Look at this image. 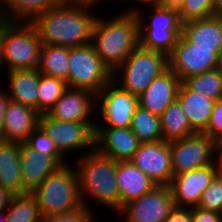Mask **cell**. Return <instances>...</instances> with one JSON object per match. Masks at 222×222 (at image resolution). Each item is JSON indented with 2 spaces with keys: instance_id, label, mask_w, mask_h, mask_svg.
<instances>
[{
  "instance_id": "obj_1",
  "label": "cell",
  "mask_w": 222,
  "mask_h": 222,
  "mask_svg": "<svg viewBox=\"0 0 222 222\" xmlns=\"http://www.w3.org/2000/svg\"><path fill=\"white\" fill-rule=\"evenodd\" d=\"M91 3L60 2L53 9L38 15L35 26L42 45H60L68 48L90 44L97 15ZM93 8V9H92Z\"/></svg>"
},
{
  "instance_id": "obj_2",
  "label": "cell",
  "mask_w": 222,
  "mask_h": 222,
  "mask_svg": "<svg viewBox=\"0 0 222 222\" xmlns=\"http://www.w3.org/2000/svg\"><path fill=\"white\" fill-rule=\"evenodd\" d=\"M112 17L106 20L97 16L90 42L111 72L140 45L137 15L133 11H124Z\"/></svg>"
},
{
  "instance_id": "obj_3",
  "label": "cell",
  "mask_w": 222,
  "mask_h": 222,
  "mask_svg": "<svg viewBox=\"0 0 222 222\" xmlns=\"http://www.w3.org/2000/svg\"><path fill=\"white\" fill-rule=\"evenodd\" d=\"M81 157L82 160L78 161L75 169L82 205L93 211L88 202L93 200L117 214L120 211V192L116 180L117 162L96 149Z\"/></svg>"
},
{
  "instance_id": "obj_4",
  "label": "cell",
  "mask_w": 222,
  "mask_h": 222,
  "mask_svg": "<svg viewBox=\"0 0 222 222\" xmlns=\"http://www.w3.org/2000/svg\"><path fill=\"white\" fill-rule=\"evenodd\" d=\"M39 206L41 217L76 211L83 205L79 195L75 166L60 165L32 192Z\"/></svg>"
},
{
  "instance_id": "obj_5",
  "label": "cell",
  "mask_w": 222,
  "mask_h": 222,
  "mask_svg": "<svg viewBox=\"0 0 222 222\" xmlns=\"http://www.w3.org/2000/svg\"><path fill=\"white\" fill-rule=\"evenodd\" d=\"M138 6L123 11H133L137 15L140 46L163 53L168 57L181 36L182 22L178 10L164 8L157 4L150 5L152 14L149 15L150 21L146 23V13H143L140 5Z\"/></svg>"
},
{
  "instance_id": "obj_6",
  "label": "cell",
  "mask_w": 222,
  "mask_h": 222,
  "mask_svg": "<svg viewBox=\"0 0 222 222\" xmlns=\"http://www.w3.org/2000/svg\"><path fill=\"white\" fill-rule=\"evenodd\" d=\"M41 46L40 36L31 22L3 20L2 61L7 71L38 68Z\"/></svg>"
},
{
  "instance_id": "obj_7",
  "label": "cell",
  "mask_w": 222,
  "mask_h": 222,
  "mask_svg": "<svg viewBox=\"0 0 222 222\" xmlns=\"http://www.w3.org/2000/svg\"><path fill=\"white\" fill-rule=\"evenodd\" d=\"M167 68L168 57L165 54L139 45L112 72V81L120 88L139 96Z\"/></svg>"
},
{
  "instance_id": "obj_8",
  "label": "cell",
  "mask_w": 222,
  "mask_h": 222,
  "mask_svg": "<svg viewBox=\"0 0 222 222\" xmlns=\"http://www.w3.org/2000/svg\"><path fill=\"white\" fill-rule=\"evenodd\" d=\"M67 86L98 94L112 80V72L91 44L69 48Z\"/></svg>"
},
{
  "instance_id": "obj_9",
  "label": "cell",
  "mask_w": 222,
  "mask_h": 222,
  "mask_svg": "<svg viewBox=\"0 0 222 222\" xmlns=\"http://www.w3.org/2000/svg\"><path fill=\"white\" fill-rule=\"evenodd\" d=\"M95 122L61 121L48 113L39 116V126L53 140L59 154L65 159L69 152L95 149ZM93 148V149H92Z\"/></svg>"
},
{
  "instance_id": "obj_10",
  "label": "cell",
  "mask_w": 222,
  "mask_h": 222,
  "mask_svg": "<svg viewBox=\"0 0 222 222\" xmlns=\"http://www.w3.org/2000/svg\"><path fill=\"white\" fill-rule=\"evenodd\" d=\"M138 104V96L120 88L112 80L96 94V110L104 124L95 127L130 128ZM99 107V108H98Z\"/></svg>"
},
{
  "instance_id": "obj_11",
  "label": "cell",
  "mask_w": 222,
  "mask_h": 222,
  "mask_svg": "<svg viewBox=\"0 0 222 222\" xmlns=\"http://www.w3.org/2000/svg\"><path fill=\"white\" fill-rule=\"evenodd\" d=\"M175 209L170 187L157 185L151 191L134 199L117 213L124 222H164Z\"/></svg>"
},
{
  "instance_id": "obj_12",
  "label": "cell",
  "mask_w": 222,
  "mask_h": 222,
  "mask_svg": "<svg viewBox=\"0 0 222 222\" xmlns=\"http://www.w3.org/2000/svg\"><path fill=\"white\" fill-rule=\"evenodd\" d=\"M174 175L202 168L213 163L215 140L203 133L169 141Z\"/></svg>"
},
{
  "instance_id": "obj_13",
  "label": "cell",
  "mask_w": 222,
  "mask_h": 222,
  "mask_svg": "<svg viewBox=\"0 0 222 222\" xmlns=\"http://www.w3.org/2000/svg\"><path fill=\"white\" fill-rule=\"evenodd\" d=\"M219 56L215 48L195 47L181 36L171 54L168 56V67L183 82L190 76L217 69Z\"/></svg>"
},
{
  "instance_id": "obj_14",
  "label": "cell",
  "mask_w": 222,
  "mask_h": 222,
  "mask_svg": "<svg viewBox=\"0 0 222 222\" xmlns=\"http://www.w3.org/2000/svg\"><path fill=\"white\" fill-rule=\"evenodd\" d=\"M130 161L157 185H170L174 172L169 142L141 143Z\"/></svg>"
},
{
  "instance_id": "obj_15",
  "label": "cell",
  "mask_w": 222,
  "mask_h": 222,
  "mask_svg": "<svg viewBox=\"0 0 222 222\" xmlns=\"http://www.w3.org/2000/svg\"><path fill=\"white\" fill-rule=\"evenodd\" d=\"M216 176L213 164L174 175L169 187L175 207H197L203 192Z\"/></svg>"
},
{
  "instance_id": "obj_16",
  "label": "cell",
  "mask_w": 222,
  "mask_h": 222,
  "mask_svg": "<svg viewBox=\"0 0 222 222\" xmlns=\"http://www.w3.org/2000/svg\"><path fill=\"white\" fill-rule=\"evenodd\" d=\"M95 108L96 95L93 92L68 87L47 113L61 121L94 122L92 116L99 114Z\"/></svg>"
},
{
  "instance_id": "obj_17",
  "label": "cell",
  "mask_w": 222,
  "mask_h": 222,
  "mask_svg": "<svg viewBox=\"0 0 222 222\" xmlns=\"http://www.w3.org/2000/svg\"><path fill=\"white\" fill-rule=\"evenodd\" d=\"M140 144L131 128L95 127V149L116 162L130 161Z\"/></svg>"
},
{
  "instance_id": "obj_18",
  "label": "cell",
  "mask_w": 222,
  "mask_h": 222,
  "mask_svg": "<svg viewBox=\"0 0 222 222\" xmlns=\"http://www.w3.org/2000/svg\"><path fill=\"white\" fill-rule=\"evenodd\" d=\"M181 80L168 67L138 96L140 107L160 116L177 99Z\"/></svg>"
},
{
  "instance_id": "obj_19",
  "label": "cell",
  "mask_w": 222,
  "mask_h": 222,
  "mask_svg": "<svg viewBox=\"0 0 222 222\" xmlns=\"http://www.w3.org/2000/svg\"><path fill=\"white\" fill-rule=\"evenodd\" d=\"M40 113L22 104L10 102L4 115V125L0 140L24 143L39 125Z\"/></svg>"
},
{
  "instance_id": "obj_20",
  "label": "cell",
  "mask_w": 222,
  "mask_h": 222,
  "mask_svg": "<svg viewBox=\"0 0 222 222\" xmlns=\"http://www.w3.org/2000/svg\"><path fill=\"white\" fill-rule=\"evenodd\" d=\"M60 164L52 157L36 152L25 143H21L20 170L23 187L31 193Z\"/></svg>"
},
{
  "instance_id": "obj_21",
  "label": "cell",
  "mask_w": 222,
  "mask_h": 222,
  "mask_svg": "<svg viewBox=\"0 0 222 222\" xmlns=\"http://www.w3.org/2000/svg\"><path fill=\"white\" fill-rule=\"evenodd\" d=\"M116 180L120 192V210L128 202L140 198L157 186L131 161L117 162Z\"/></svg>"
},
{
  "instance_id": "obj_22",
  "label": "cell",
  "mask_w": 222,
  "mask_h": 222,
  "mask_svg": "<svg viewBox=\"0 0 222 222\" xmlns=\"http://www.w3.org/2000/svg\"><path fill=\"white\" fill-rule=\"evenodd\" d=\"M181 37L195 47L215 48L220 56L222 51V18L211 16L182 23Z\"/></svg>"
},
{
  "instance_id": "obj_23",
  "label": "cell",
  "mask_w": 222,
  "mask_h": 222,
  "mask_svg": "<svg viewBox=\"0 0 222 222\" xmlns=\"http://www.w3.org/2000/svg\"><path fill=\"white\" fill-rule=\"evenodd\" d=\"M8 96L11 101L30 107L38 112V68L6 71Z\"/></svg>"
},
{
  "instance_id": "obj_24",
  "label": "cell",
  "mask_w": 222,
  "mask_h": 222,
  "mask_svg": "<svg viewBox=\"0 0 222 222\" xmlns=\"http://www.w3.org/2000/svg\"><path fill=\"white\" fill-rule=\"evenodd\" d=\"M21 143L0 140V186L12 195L29 193L22 185Z\"/></svg>"
},
{
  "instance_id": "obj_25",
  "label": "cell",
  "mask_w": 222,
  "mask_h": 222,
  "mask_svg": "<svg viewBox=\"0 0 222 222\" xmlns=\"http://www.w3.org/2000/svg\"><path fill=\"white\" fill-rule=\"evenodd\" d=\"M177 100L181 104L190 126L196 132L202 133L209 124L215 101L190 90L183 82L178 89Z\"/></svg>"
},
{
  "instance_id": "obj_26",
  "label": "cell",
  "mask_w": 222,
  "mask_h": 222,
  "mask_svg": "<svg viewBox=\"0 0 222 222\" xmlns=\"http://www.w3.org/2000/svg\"><path fill=\"white\" fill-rule=\"evenodd\" d=\"M60 0H0V19L32 22L38 15L53 9Z\"/></svg>"
},
{
  "instance_id": "obj_27",
  "label": "cell",
  "mask_w": 222,
  "mask_h": 222,
  "mask_svg": "<svg viewBox=\"0 0 222 222\" xmlns=\"http://www.w3.org/2000/svg\"><path fill=\"white\" fill-rule=\"evenodd\" d=\"M160 122L163 141L183 139L197 133L190 126L187 116L177 99L160 115Z\"/></svg>"
},
{
  "instance_id": "obj_28",
  "label": "cell",
  "mask_w": 222,
  "mask_h": 222,
  "mask_svg": "<svg viewBox=\"0 0 222 222\" xmlns=\"http://www.w3.org/2000/svg\"><path fill=\"white\" fill-rule=\"evenodd\" d=\"M69 48L60 45H42L39 71L67 83L69 74Z\"/></svg>"
},
{
  "instance_id": "obj_29",
  "label": "cell",
  "mask_w": 222,
  "mask_h": 222,
  "mask_svg": "<svg viewBox=\"0 0 222 222\" xmlns=\"http://www.w3.org/2000/svg\"><path fill=\"white\" fill-rule=\"evenodd\" d=\"M7 208V222H42L43 220L32 193L12 195Z\"/></svg>"
},
{
  "instance_id": "obj_30",
  "label": "cell",
  "mask_w": 222,
  "mask_h": 222,
  "mask_svg": "<svg viewBox=\"0 0 222 222\" xmlns=\"http://www.w3.org/2000/svg\"><path fill=\"white\" fill-rule=\"evenodd\" d=\"M130 128L141 143L162 140L160 116L140 106L133 114Z\"/></svg>"
},
{
  "instance_id": "obj_31",
  "label": "cell",
  "mask_w": 222,
  "mask_h": 222,
  "mask_svg": "<svg viewBox=\"0 0 222 222\" xmlns=\"http://www.w3.org/2000/svg\"><path fill=\"white\" fill-rule=\"evenodd\" d=\"M183 83L190 90L214 101L222 100V70L220 68L190 76Z\"/></svg>"
},
{
  "instance_id": "obj_32",
  "label": "cell",
  "mask_w": 222,
  "mask_h": 222,
  "mask_svg": "<svg viewBox=\"0 0 222 222\" xmlns=\"http://www.w3.org/2000/svg\"><path fill=\"white\" fill-rule=\"evenodd\" d=\"M68 88L61 79L41 73L38 85V112L47 113Z\"/></svg>"
},
{
  "instance_id": "obj_33",
  "label": "cell",
  "mask_w": 222,
  "mask_h": 222,
  "mask_svg": "<svg viewBox=\"0 0 222 222\" xmlns=\"http://www.w3.org/2000/svg\"><path fill=\"white\" fill-rule=\"evenodd\" d=\"M29 148L47 156H52L60 165L67 163L56 149L53 140L38 125L24 142Z\"/></svg>"
},
{
  "instance_id": "obj_34",
  "label": "cell",
  "mask_w": 222,
  "mask_h": 222,
  "mask_svg": "<svg viewBox=\"0 0 222 222\" xmlns=\"http://www.w3.org/2000/svg\"><path fill=\"white\" fill-rule=\"evenodd\" d=\"M182 23L213 16L212 0H184L178 10Z\"/></svg>"
},
{
  "instance_id": "obj_35",
  "label": "cell",
  "mask_w": 222,
  "mask_h": 222,
  "mask_svg": "<svg viewBox=\"0 0 222 222\" xmlns=\"http://www.w3.org/2000/svg\"><path fill=\"white\" fill-rule=\"evenodd\" d=\"M198 208L221 213L222 178L216 176L203 192Z\"/></svg>"
},
{
  "instance_id": "obj_36",
  "label": "cell",
  "mask_w": 222,
  "mask_h": 222,
  "mask_svg": "<svg viewBox=\"0 0 222 222\" xmlns=\"http://www.w3.org/2000/svg\"><path fill=\"white\" fill-rule=\"evenodd\" d=\"M93 214L94 211L82 206L76 211L46 217L42 222H86Z\"/></svg>"
},
{
  "instance_id": "obj_37",
  "label": "cell",
  "mask_w": 222,
  "mask_h": 222,
  "mask_svg": "<svg viewBox=\"0 0 222 222\" xmlns=\"http://www.w3.org/2000/svg\"><path fill=\"white\" fill-rule=\"evenodd\" d=\"M202 133L213 140L222 134V100L214 102L209 124Z\"/></svg>"
},
{
  "instance_id": "obj_38",
  "label": "cell",
  "mask_w": 222,
  "mask_h": 222,
  "mask_svg": "<svg viewBox=\"0 0 222 222\" xmlns=\"http://www.w3.org/2000/svg\"><path fill=\"white\" fill-rule=\"evenodd\" d=\"M192 222H222L219 212L204 210L198 207L191 208Z\"/></svg>"
},
{
  "instance_id": "obj_39",
  "label": "cell",
  "mask_w": 222,
  "mask_h": 222,
  "mask_svg": "<svg viewBox=\"0 0 222 222\" xmlns=\"http://www.w3.org/2000/svg\"><path fill=\"white\" fill-rule=\"evenodd\" d=\"M164 222H192L191 208L175 207Z\"/></svg>"
},
{
  "instance_id": "obj_40",
  "label": "cell",
  "mask_w": 222,
  "mask_h": 222,
  "mask_svg": "<svg viewBox=\"0 0 222 222\" xmlns=\"http://www.w3.org/2000/svg\"><path fill=\"white\" fill-rule=\"evenodd\" d=\"M9 102L10 98L8 96V91L6 92V90L4 91V89L0 88V134L3 130L4 115Z\"/></svg>"
},
{
  "instance_id": "obj_41",
  "label": "cell",
  "mask_w": 222,
  "mask_h": 222,
  "mask_svg": "<svg viewBox=\"0 0 222 222\" xmlns=\"http://www.w3.org/2000/svg\"><path fill=\"white\" fill-rule=\"evenodd\" d=\"M216 175L222 178V146H215L213 151V163Z\"/></svg>"
},
{
  "instance_id": "obj_42",
  "label": "cell",
  "mask_w": 222,
  "mask_h": 222,
  "mask_svg": "<svg viewBox=\"0 0 222 222\" xmlns=\"http://www.w3.org/2000/svg\"><path fill=\"white\" fill-rule=\"evenodd\" d=\"M183 2L184 0H158L157 5L164 8L179 10Z\"/></svg>"
},
{
  "instance_id": "obj_43",
  "label": "cell",
  "mask_w": 222,
  "mask_h": 222,
  "mask_svg": "<svg viewBox=\"0 0 222 222\" xmlns=\"http://www.w3.org/2000/svg\"><path fill=\"white\" fill-rule=\"evenodd\" d=\"M12 194L0 186V212L7 209Z\"/></svg>"
},
{
  "instance_id": "obj_44",
  "label": "cell",
  "mask_w": 222,
  "mask_h": 222,
  "mask_svg": "<svg viewBox=\"0 0 222 222\" xmlns=\"http://www.w3.org/2000/svg\"><path fill=\"white\" fill-rule=\"evenodd\" d=\"M213 16L222 18V0H212Z\"/></svg>"
},
{
  "instance_id": "obj_45",
  "label": "cell",
  "mask_w": 222,
  "mask_h": 222,
  "mask_svg": "<svg viewBox=\"0 0 222 222\" xmlns=\"http://www.w3.org/2000/svg\"><path fill=\"white\" fill-rule=\"evenodd\" d=\"M2 57H3V19H0V73L3 70L2 69L3 68Z\"/></svg>"
},
{
  "instance_id": "obj_46",
  "label": "cell",
  "mask_w": 222,
  "mask_h": 222,
  "mask_svg": "<svg viewBox=\"0 0 222 222\" xmlns=\"http://www.w3.org/2000/svg\"><path fill=\"white\" fill-rule=\"evenodd\" d=\"M61 2H78V3H91V4H99L104 2L103 0H60ZM107 1V0H106Z\"/></svg>"
},
{
  "instance_id": "obj_47",
  "label": "cell",
  "mask_w": 222,
  "mask_h": 222,
  "mask_svg": "<svg viewBox=\"0 0 222 222\" xmlns=\"http://www.w3.org/2000/svg\"><path fill=\"white\" fill-rule=\"evenodd\" d=\"M158 0H135V2H141V5H147L146 7L150 6V5H155L157 4Z\"/></svg>"
},
{
  "instance_id": "obj_48",
  "label": "cell",
  "mask_w": 222,
  "mask_h": 222,
  "mask_svg": "<svg viewBox=\"0 0 222 222\" xmlns=\"http://www.w3.org/2000/svg\"><path fill=\"white\" fill-rule=\"evenodd\" d=\"M0 222H7L6 221V213L4 211L0 212Z\"/></svg>"
},
{
  "instance_id": "obj_49",
  "label": "cell",
  "mask_w": 222,
  "mask_h": 222,
  "mask_svg": "<svg viewBox=\"0 0 222 222\" xmlns=\"http://www.w3.org/2000/svg\"><path fill=\"white\" fill-rule=\"evenodd\" d=\"M216 146H222V134L215 140Z\"/></svg>"
},
{
  "instance_id": "obj_50",
  "label": "cell",
  "mask_w": 222,
  "mask_h": 222,
  "mask_svg": "<svg viewBox=\"0 0 222 222\" xmlns=\"http://www.w3.org/2000/svg\"><path fill=\"white\" fill-rule=\"evenodd\" d=\"M218 68H220L222 70V51H221V54L219 56V65H218Z\"/></svg>"
},
{
  "instance_id": "obj_51",
  "label": "cell",
  "mask_w": 222,
  "mask_h": 222,
  "mask_svg": "<svg viewBox=\"0 0 222 222\" xmlns=\"http://www.w3.org/2000/svg\"><path fill=\"white\" fill-rule=\"evenodd\" d=\"M96 215L97 214L94 213L86 222H96L94 221Z\"/></svg>"
}]
</instances>
